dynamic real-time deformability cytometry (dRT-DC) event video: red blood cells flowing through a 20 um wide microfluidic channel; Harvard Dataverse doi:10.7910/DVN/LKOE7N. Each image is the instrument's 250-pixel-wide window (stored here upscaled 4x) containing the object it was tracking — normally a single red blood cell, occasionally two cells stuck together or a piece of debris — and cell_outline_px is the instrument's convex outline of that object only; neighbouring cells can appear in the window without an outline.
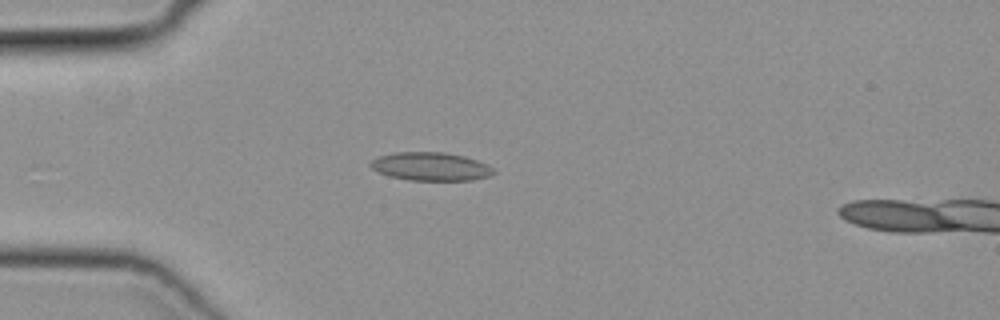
{"species": "common noctule bat (a hibernating species)", "species_latin": "Nyctalus noctula", "temperature_condition": "cold", "stored_images_in_passage": 13, "camera_frame_rate_fps": 3000, "um_per_image_px": 0.085, "animal": {"sex": "female", "body_mass_g": 19.3, "forearm_length_mm": 54.1}, "frame": {"image": 1, "passage_image": 2, "time_ms": 0.333, "image_size_px": [1000, 320], "cell_outline_px": [[496, 172], [488, 176], [472, 180], [408, 180], [388, 176], [372, 168], [368, 164], [372, 160], [380, 156], [392, 152], [444, 152], [464, 156], [488, 164]], "centroid_in_image_um": [36.6, 14.15], "position_along_channel_um": 48.4, "area_um2": 20.29}}
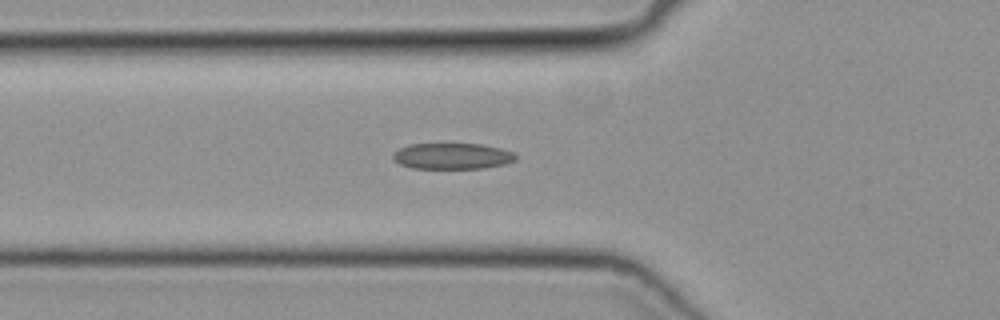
{"frame": {"image": 2, "passage_image": 6, "time_ms": 1.667, "image_size_px": [1000, 320], "cell_outline_px": [[516, 160], [504, 164], [484, 168], [412, 168], [400, 164], [392, 156], [392, 152], [408, 144], [480, 144], [500, 148], [512, 152], [516, 156]], "centroid_in_image_um": [38.42, 13.26], "position_along_channel_um": 87.4, "area_um2": 18.5}}
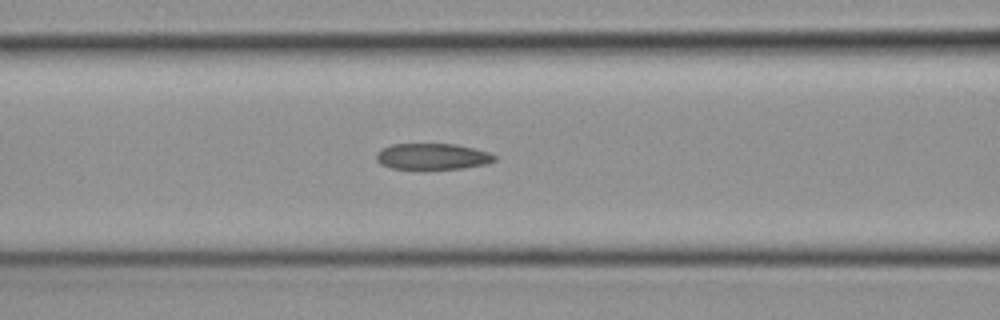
{"frame": {"image": 3, "passage_image": 9, "time_ms": 2.667, "image_size_px": [1000, 320], "cell_outline_px": [[496, 160], [488, 164], [464, 168], [424, 172], [420, 172], [392, 168], [380, 164], [376, 160], [376, 152], [392, 144], [456, 144], [488, 152], [496, 156]], "centroid_in_image_um": [36.73, 13.36], "position_along_channel_um": 129.9, "area_um2": 18.9}}